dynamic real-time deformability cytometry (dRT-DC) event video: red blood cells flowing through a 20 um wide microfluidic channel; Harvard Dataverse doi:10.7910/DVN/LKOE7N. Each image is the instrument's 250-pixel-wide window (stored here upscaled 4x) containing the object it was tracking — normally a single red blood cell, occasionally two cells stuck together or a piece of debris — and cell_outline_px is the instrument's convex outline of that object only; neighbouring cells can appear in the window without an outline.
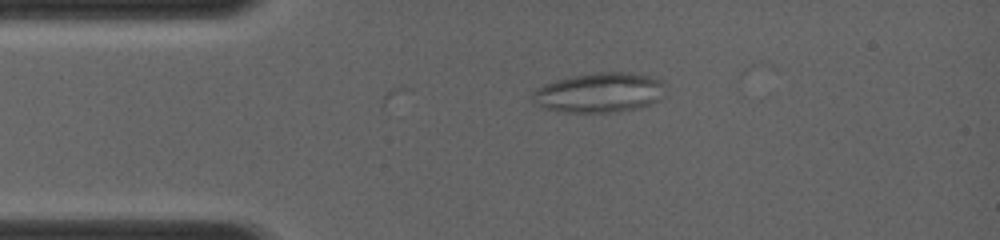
{"species": "common noctule bat (a hibernating species)", "species_latin": "Nyctalus noctula", "temperature_condition": "room temperature", "stored_images_in_passage": 4, "camera_frame_rate_fps": 4000, "um_per_image_px": 0.085, "animal": {"sex": "female", "body_mass_g": 19.0, "forearm_length_mm": 56.7}, "frame": {"image": 1, "passage_image": 4, "time_ms": 0.5, "image_size_px": [1000, 240], "cell_outline_px": [[664, 96], [648, 104], [636, 108], [620, 112], [560, 112], [544, 108], [536, 104], [532, 100], [532, 92], [536, 88], [544, 84], [556, 80], [572, 76], [600, 72], [632, 72], [648, 76], [660, 80], [664, 84]], "centroid_in_image_um": [50.92, 7.87], "position_along_channel_um": 34.1, "area_um2": 30.81}}